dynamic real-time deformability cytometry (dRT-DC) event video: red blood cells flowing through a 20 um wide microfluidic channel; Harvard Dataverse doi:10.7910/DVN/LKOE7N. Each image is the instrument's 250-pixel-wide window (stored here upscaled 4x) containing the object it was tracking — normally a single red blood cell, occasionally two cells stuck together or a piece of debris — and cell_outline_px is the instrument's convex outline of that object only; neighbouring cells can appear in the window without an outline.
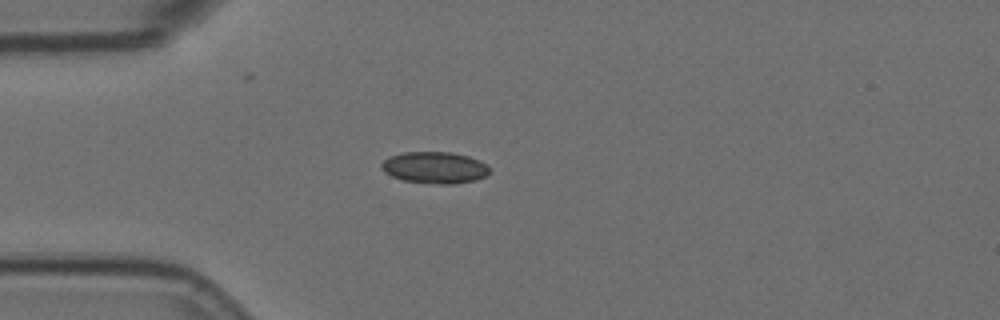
{"species": "Egyptian fruit bat (a non-hibernating species)", "species_latin": "Rousettus aegyptiacus", "temperature_condition": "room temperature", "stored_images_in_passage": 1, "camera_frame_rate_fps": 3000, "um_per_image_px": 0.085, "animal": {"sex": "female"}, "frame": {"image": 1, "passage_image": 1, "time_ms": 0.0, "image_size_px": [1000, 320], "cell_outline_px": [[488, 172], [484, 176], [476, 180], [452, 184], [440, 184], [404, 180], [392, 176], [384, 172], [380, 168], [380, 164], [384, 160], [392, 156], [404, 152], [452, 152], [468, 156], [480, 160], [488, 168]], "centroid_in_image_um": [36.93, 14.24], "position_along_channel_um": 48.1, "area_um2": 19.71}}